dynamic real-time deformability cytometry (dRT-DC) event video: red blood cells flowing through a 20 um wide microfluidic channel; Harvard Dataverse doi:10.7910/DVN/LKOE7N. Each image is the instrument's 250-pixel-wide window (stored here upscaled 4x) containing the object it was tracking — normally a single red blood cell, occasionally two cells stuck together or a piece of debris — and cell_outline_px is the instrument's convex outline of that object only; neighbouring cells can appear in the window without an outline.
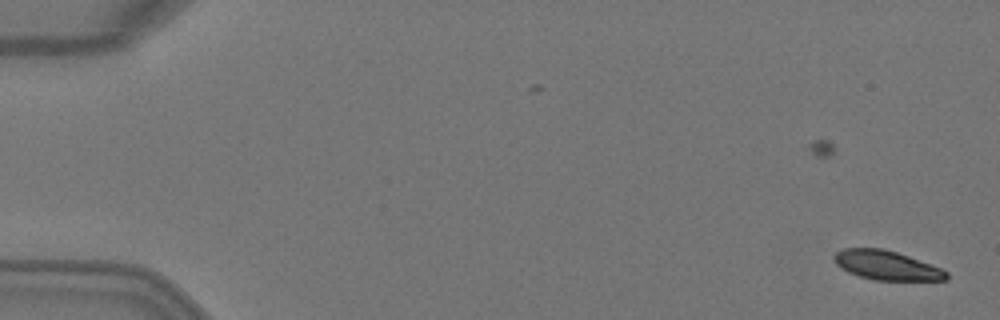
{"species": "Egyptian fruit bat (a non-hibernating species)", "species_latin": "Rousettus aegyptiacus", "temperature_condition": "warm", "stored_images_in_passage": 5, "camera_frame_rate_fps": 3000, "um_per_image_px": 0.085, "animal": {"sex": "female"}, "frame": {"image": 1, "passage_image": 1, "time_ms": 0.0, "image_size_px": [1000, 320], "cell_outline_px": [[948, 280], [872, 280], [848, 272], [840, 268], [836, 264], [832, 256], [836, 252], [844, 248], [884, 248], [908, 256], [940, 268], [948, 272]], "centroid_in_image_um": [75.32, 22.55], "position_along_channel_um": 9.7, "area_um2": 19.07}}
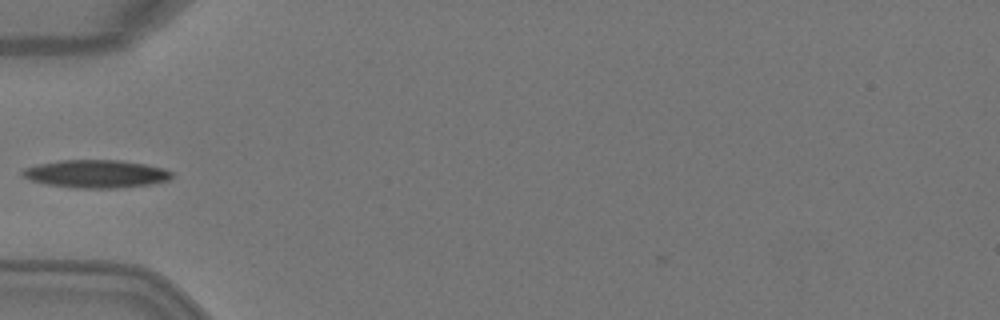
{"frame": {"image": 2, "passage_image": 4, "time_ms": 1.0, "image_size_px": [1000, 320], "cell_outline_px": [[172, 176], [168, 180], [148, 184], [116, 188], [76, 188], [48, 184], [32, 180], [24, 176], [20, 172], [24, 168], [36, 164], [60, 160], [120, 160], [144, 164], [164, 168], [172, 172]], "centroid_in_image_um": [8.15, 14.77], "position_along_channel_um": 76.9, "area_um2": 24.1}}
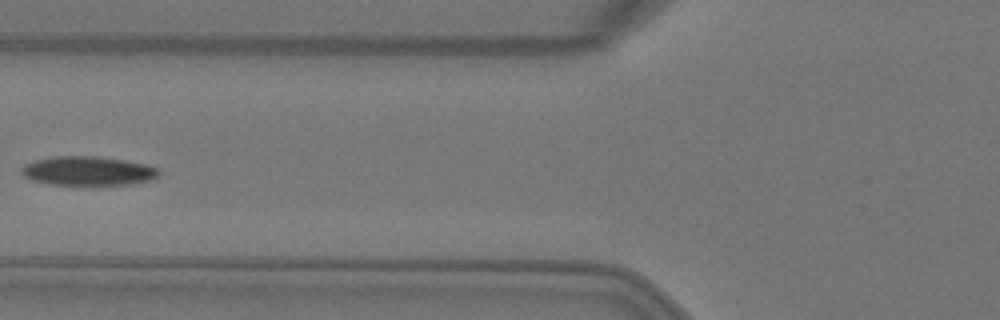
{"frame": {"image": 3, "passage_image": 5, "time_ms": 1.333, "image_size_px": [1000, 320], "cell_outline_px": [[160, 176], [156, 180], [132, 184], [52, 184], [32, 180], [24, 176], [20, 172], [20, 168], [24, 164], [36, 160], [56, 156], [96, 156], [124, 160], [148, 164], [160, 168]], "centroid_in_image_um": [7.56, 14.52], "position_along_channel_um": 118.2, "area_um2": 23.47}}